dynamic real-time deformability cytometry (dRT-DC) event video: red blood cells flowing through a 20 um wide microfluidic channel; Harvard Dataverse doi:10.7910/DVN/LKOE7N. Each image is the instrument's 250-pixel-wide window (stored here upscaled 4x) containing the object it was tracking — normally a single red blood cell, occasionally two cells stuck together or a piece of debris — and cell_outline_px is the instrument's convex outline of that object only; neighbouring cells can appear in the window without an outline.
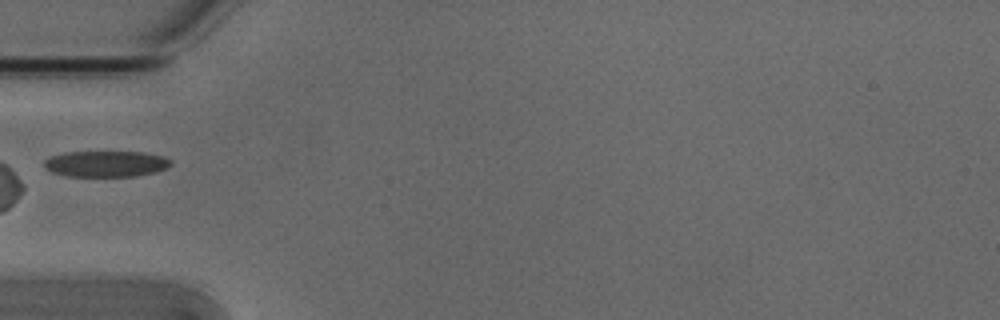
{"species": "Egyptian fruit bat (a non-hibernating species)", "species_latin": "Rousettus aegyptiacus", "temperature_condition": "cold", "stored_images_in_passage": 4, "camera_frame_rate_fps": 3000, "um_per_image_px": 0.085, "animal": {"sex": "male"}, "frame": {"image": 1, "passage_image": 3, "time_ms": 0.667, "image_size_px": [1000, 320], "cell_outline_px": [[172, 164], [156, 172], [136, 176], [68, 176], [52, 172], [44, 164], [44, 160], [52, 156], [64, 152], [144, 152], [164, 156], [172, 160]], "centroid_in_image_um": [9.04, 13.92], "position_along_channel_um": 76.0, "area_um2": 19.13}}
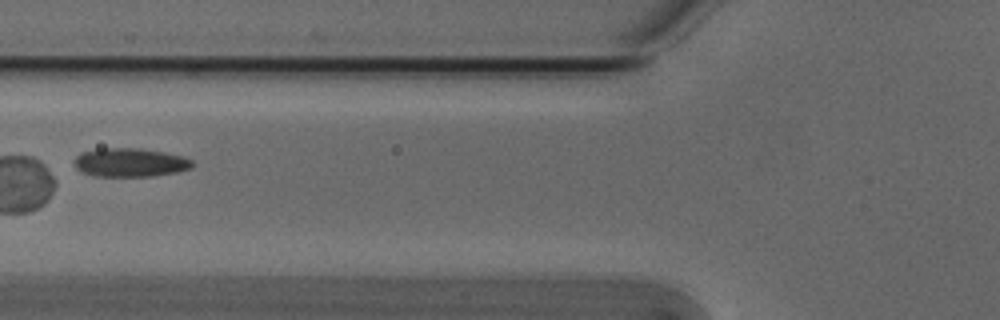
{"frame": {"image": 2, "passage_image": 4, "time_ms": 1.0, "image_size_px": [1000, 320], "cell_outline_px": [[196, 164], [192, 168], [176, 172], [152, 176], [92, 176], [76, 168], [76, 156], [80, 152], [100, 148], [140, 148], [164, 152], [184, 156], [192, 160]], "centroid_in_image_um": [11.1, 13.8], "position_along_channel_um": 114.7, "area_um2": 19.83}}